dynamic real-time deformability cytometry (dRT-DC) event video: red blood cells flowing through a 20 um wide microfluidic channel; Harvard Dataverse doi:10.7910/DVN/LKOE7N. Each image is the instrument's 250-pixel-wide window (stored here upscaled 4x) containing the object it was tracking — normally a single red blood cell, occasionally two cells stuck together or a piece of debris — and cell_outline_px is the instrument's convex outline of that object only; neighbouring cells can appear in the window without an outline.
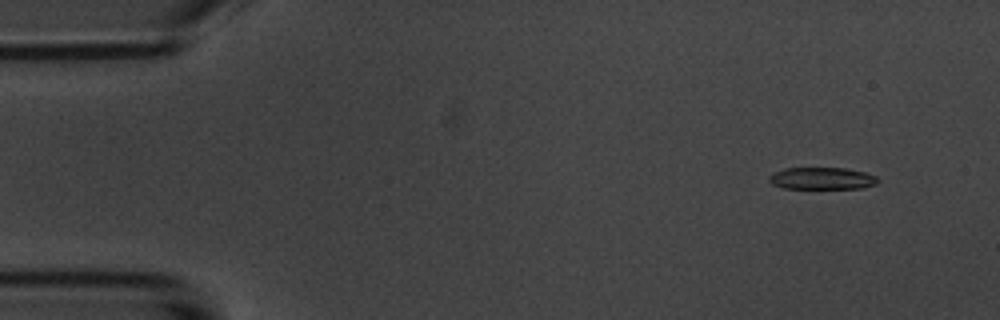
{"species": "common noctule bat (a hibernating species)", "species_latin": "Nyctalus noctula", "temperature_condition": "room temperature", "stored_images_in_passage": 4, "camera_frame_rate_fps": 3000, "um_per_image_px": 0.085, "animal": {"sex": "male", "body_mass_g": 20.1, "forearm_length_mm": 53.5}, "frame": {"image": 1, "passage_image": 1, "time_ms": 0.0, "image_size_px": [1000, 320], "cell_outline_px": [[880, 180], [876, 184], [864, 188], [784, 188], [772, 184], [768, 180], [768, 176], [784, 168], [844, 168], [864, 172], [876, 176]], "centroid_in_image_um": [69.88, 15.16], "position_along_channel_um": 15.1, "area_um2": 13.93}}
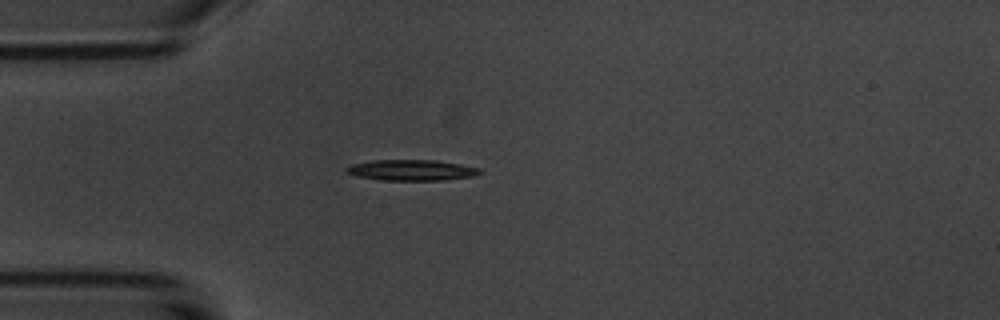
{"frame": {"image": 2, "passage_image": 3, "time_ms": 3.333, "image_size_px": [1000, 320], "cell_outline_px": [[484, 172], [472, 176], [444, 180], [380, 180], [356, 176], [344, 172], [344, 168], [352, 164], [372, 160], [436, 160], [460, 164], [480, 168]], "centroid_in_image_um": [34.95, 14.46], "position_along_channel_um": 50.0, "area_um2": 16.3}}